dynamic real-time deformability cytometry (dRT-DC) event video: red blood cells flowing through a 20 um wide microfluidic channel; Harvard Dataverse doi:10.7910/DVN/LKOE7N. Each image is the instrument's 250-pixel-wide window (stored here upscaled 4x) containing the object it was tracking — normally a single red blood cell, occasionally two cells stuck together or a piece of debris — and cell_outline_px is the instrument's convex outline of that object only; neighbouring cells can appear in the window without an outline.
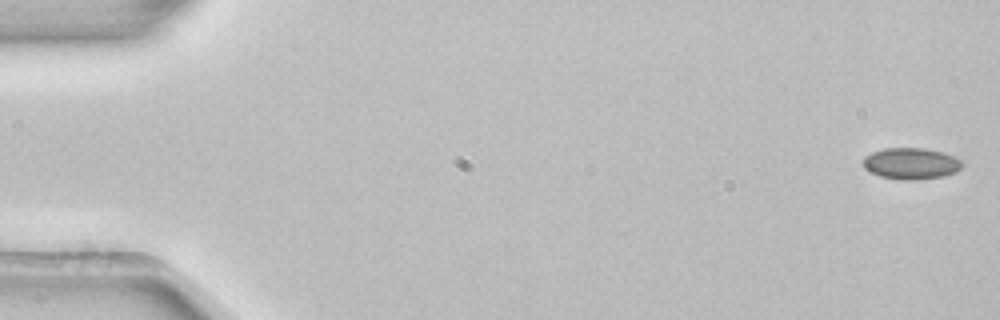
{"species": "common noctule bat (a hibernating species)", "species_latin": "Nyctalus noctula", "temperature_condition": "room temperature", "stored_images_in_passage": 8, "camera_frame_rate_fps": 3000, "um_per_image_px": 0.085, "animal": {"sex": "female", "body_mass_g": 22.7, "forearm_length_mm": 54.2}, "frame": {"image": 1, "passage_image": 1, "time_ms": 0.0, "image_size_px": [1000, 320], "cell_outline_px": [[964, 164], [956, 172], [944, 176], [916, 180], [896, 180], [880, 176], [868, 172], [864, 168], [864, 156], [872, 152], [884, 148], [924, 148], [940, 152], [952, 156], [960, 160]], "centroid_in_image_um": [77.41, 13.91], "position_along_channel_um": 7.6, "area_um2": 18.21}}
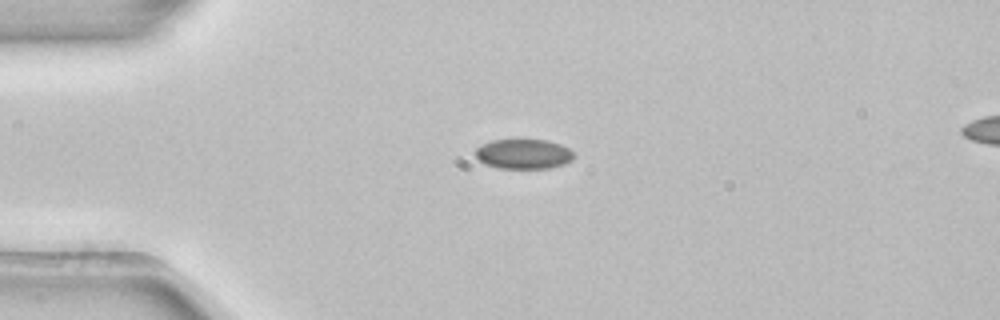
{"frame": {"image": 2, "passage_image": 4, "time_ms": 1.0, "image_size_px": [1000, 320], "cell_outline_px": [[576, 156], [572, 160], [564, 164], [548, 168], [500, 168], [484, 164], [476, 156], [476, 148], [480, 144], [492, 140], [548, 140], [560, 144], [568, 148]], "centroid_in_image_um": [44.51, 13.08], "position_along_channel_um": 40.5, "area_um2": 17.11}}